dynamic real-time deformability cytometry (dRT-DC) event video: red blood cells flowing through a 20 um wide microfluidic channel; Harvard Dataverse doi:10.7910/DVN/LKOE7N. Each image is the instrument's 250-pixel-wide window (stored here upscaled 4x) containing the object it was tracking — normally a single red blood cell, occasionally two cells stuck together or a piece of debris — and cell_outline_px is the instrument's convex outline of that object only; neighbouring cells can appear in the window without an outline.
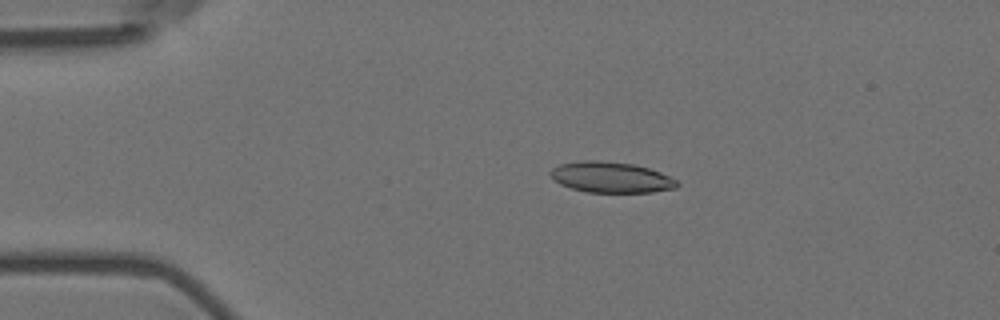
{"species": "Egyptian fruit bat (a non-hibernating species)", "species_latin": "Rousettus aegyptiacus", "temperature_condition": "room temperature", "stored_images_in_passage": 57, "camera_frame_rate_fps": 3000, "um_per_image_px": 0.085, "animal": {"sex": "female"}, "frame": {"image": 1, "passage_image": 12, "time_ms": 3.667, "image_size_px": [1000, 320], "cell_outline_px": [[680, 184], [676, 188], [652, 192], [588, 192], [572, 188], [560, 184], [548, 172], [552, 168], [560, 164], [584, 160], [600, 160], [632, 164], [648, 168], [660, 172], [676, 180]], "centroid_in_image_um": [51.94, 15.06], "position_along_channel_um": 33.1, "area_um2": 22.54}}
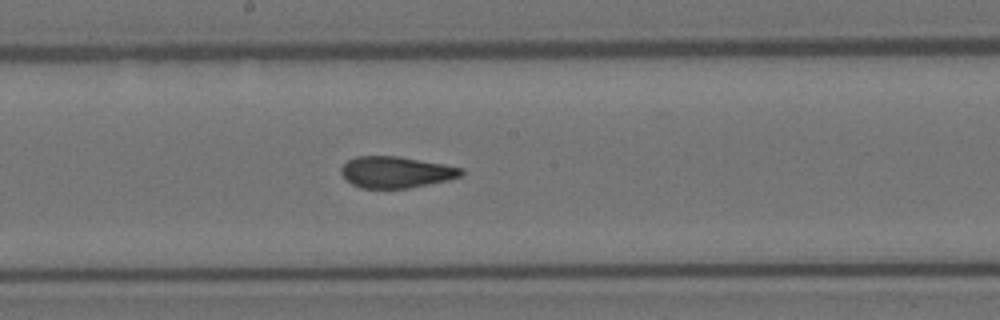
{"frame": {"image": 2, "passage_image": 31, "time_ms": 10.0, "image_size_px": [1000, 320], "cell_outline_px": [[464, 172], [460, 176], [448, 180], [408, 188], [360, 188], [352, 184], [340, 172], [340, 168], [348, 160], [356, 156], [396, 156], [444, 164], [464, 168]], "centroid_in_image_um": [33.66, 14.63], "position_along_channel_um": 214.5, "area_um2": 21.85}}
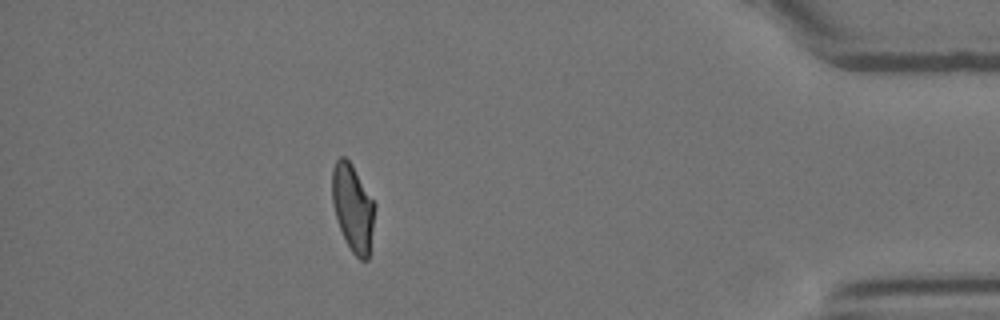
{"frame": {"image": 3, "passage_image": 51, "time_ms": 16.667, "image_size_px": [1000, 320], "cell_outline_px": [[376, 204], [368, 260], [360, 260], [352, 252], [336, 220], [332, 204], [332, 168], [336, 160], [340, 156], [344, 156], [352, 164]], "centroid_in_image_um": [29.99, 17.63], "position_along_channel_um": 405.2, "area_um2": 21.68}, "authors_computed_cell_mechanics": {"area_um2": 22.6576, "velocity_mm_per_s": 3.5772, "shape_relaxation_time_tau1_ms": null, "shape_relaxation_time_tau2_ms": 1.537, "deformation_change_tau1": null, "deformation_change_tau2": 0.0711}}